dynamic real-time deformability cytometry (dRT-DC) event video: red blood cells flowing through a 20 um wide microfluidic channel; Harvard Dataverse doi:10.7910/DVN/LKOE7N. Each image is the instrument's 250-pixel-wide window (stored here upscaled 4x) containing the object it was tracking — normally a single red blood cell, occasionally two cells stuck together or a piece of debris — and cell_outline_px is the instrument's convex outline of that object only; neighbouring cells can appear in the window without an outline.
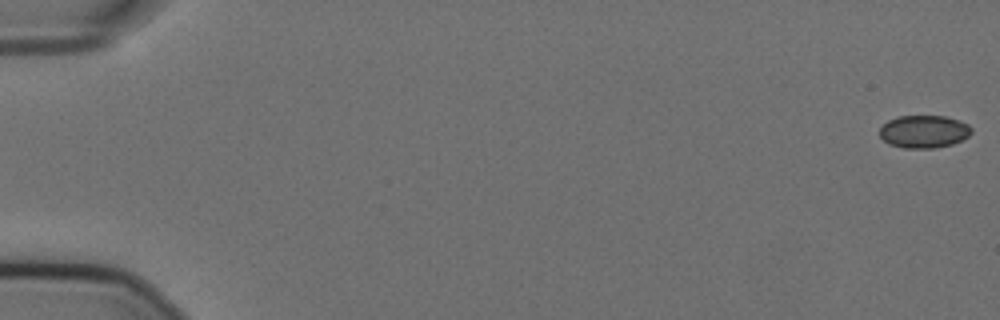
{"species": "Egyptian fruit bat (a non-hibernating species)", "species_latin": "Rousettus aegyptiacus", "temperature_condition": "cold", "stored_images_in_passage": 57, "camera_frame_rate_fps": 3000, "um_per_image_px": 0.085, "animal": {"sex": "female"}, "frame": {"image": 1, "passage_image": 1, "time_ms": 0.0, "image_size_px": [1000, 320], "cell_outline_px": [[972, 132], [968, 136], [952, 144], [936, 148], [904, 148], [888, 144], [880, 136], [880, 128], [888, 120], [896, 116], [944, 116], [968, 124], [972, 128]], "centroid_in_image_um": [78.51, 11.19], "position_along_channel_um": 6.5, "area_um2": 17.46}}
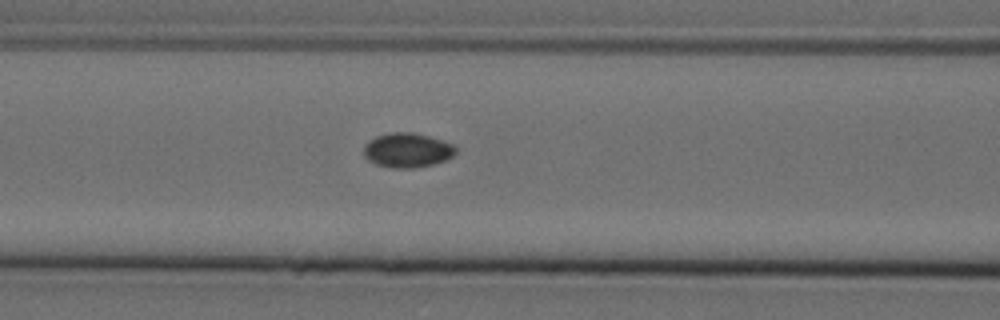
{"frame": {"image": 2, "passage_image": 25, "time_ms": 8.0, "image_size_px": [1000, 320], "cell_outline_px": [[456, 152], [452, 156], [444, 160], [432, 164], [412, 168], [392, 168], [376, 164], [368, 160], [364, 156], [364, 144], [368, 140], [376, 136], [388, 132], [412, 132], [428, 136], [452, 144], [456, 148]], "centroid_in_image_um": [34.57, 12.76], "position_along_channel_um": 132.0, "area_um2": 18.44}}
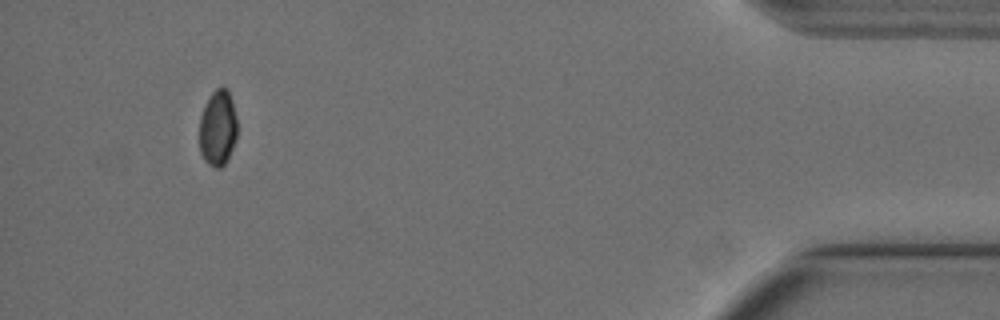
{"frame": {"image": 3, "passage_image": 54, "time_ms": 17.667, "image_size_px": [1000, 320], "cell_outline_px": [[236, 140], [228, 160], [220, 168], [216, 168], [208, 164], [204, 160], [200, 152], [200, 116], [212, 92], [216, 88], [228, 88], [232, 100], [236, 116]], "centroid_in_image_um": [18.52, 10.91], "position_along_channel_um": 416.7, "area_um2": 16.7}}